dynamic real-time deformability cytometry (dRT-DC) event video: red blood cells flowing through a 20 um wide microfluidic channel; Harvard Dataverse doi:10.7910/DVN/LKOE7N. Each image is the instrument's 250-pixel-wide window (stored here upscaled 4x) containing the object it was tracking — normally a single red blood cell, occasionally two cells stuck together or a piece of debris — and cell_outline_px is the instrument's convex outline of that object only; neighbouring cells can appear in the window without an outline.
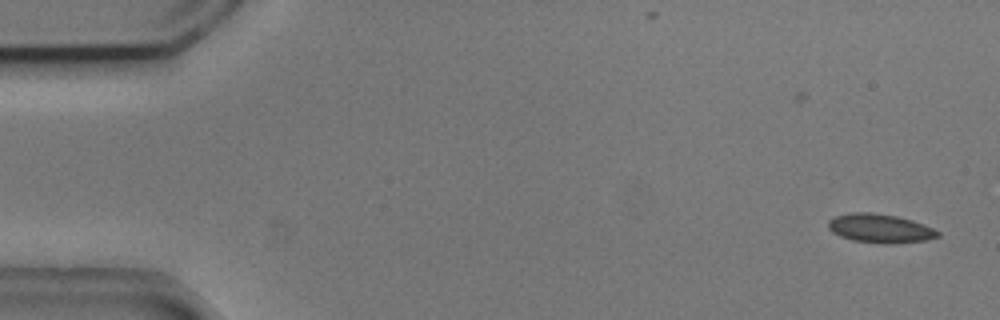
{"species": "common noctule bat (a hibernating species)", "species_latin": "Nyctalus noctula", "temperature_condition": "cold", "stored_images_in_passage": 3, "camera_frame_rate_fps": 3000, "um_per_image_px": 0.085, "animal": {"sex": "male", "body_mass_g": 20.5, "forearm_length_mm": 52.5}, "frame": {"image": 1, "passage_image": 3, "time_ms": 0.667, "image_size_px": [1000, 320], "cell_outline_px": [[940, 236], [924, 240], [888, 244], [852, 240], [840, 236], [832, 232], [828, 228], [828, 220], [836, 216], [852, 212], [872, 212], [896, 216], [912, 220], [924, 224], [940, 232]], "centroid_in_image_um": [74.79, 19.4], "position_along_channel_um": 10.2, "area_um2": 18.32}}